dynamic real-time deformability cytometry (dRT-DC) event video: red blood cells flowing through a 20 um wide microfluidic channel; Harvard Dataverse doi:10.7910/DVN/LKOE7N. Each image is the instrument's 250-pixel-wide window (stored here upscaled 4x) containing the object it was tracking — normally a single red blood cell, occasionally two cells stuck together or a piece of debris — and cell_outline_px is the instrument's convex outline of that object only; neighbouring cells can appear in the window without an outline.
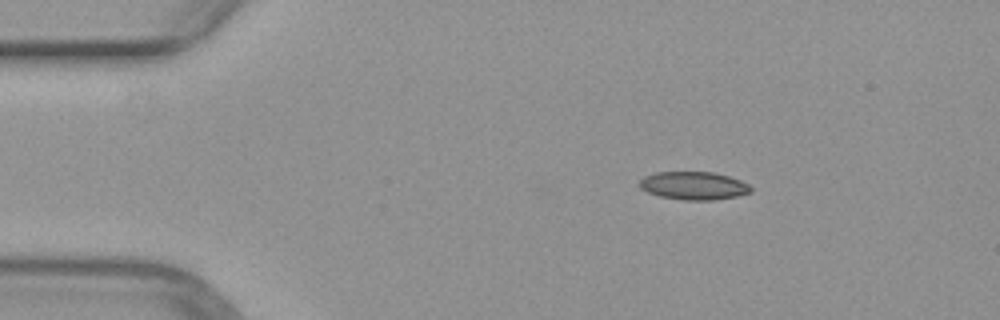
{"species": "common noctule bat (a hibernating species)", "species_latin": "Nyctalus noctula", "temperature_condition": "warm", "stored_images_in_passage": 43, "camera_frame_rate_fps": 3000, "um_per_image_px": 0.085, "animal": {"sex": "female", "body_mass_g": 29.2, "forearm_length_mm": 56.3}, "frame": {"image": 1, "passage_image": 1, "time_ms": 0.0, "image_size_px": [1000, 320], "cell_outline_px": [[752, 192], [736, 196], [712, 200], [684, 200], [660, 196], [648, 192], [640, 188], [640, 180], [644, 176], [656, 172], [716, 172], [740, 180], [748, 184], [752, 188]], "centroid_in_image_um": [58.97, 15.78], "position_along_channel_um": 26.0, "area_um2": 18.15}}
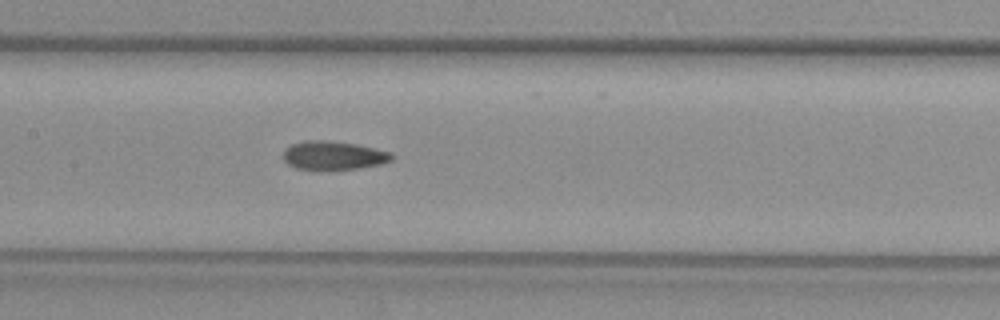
{"frame": {"image": 2, "passage_image": 17, "time_ms": 5.333, "image_size_px": [1000, 320], "cell_outline_px": [[392, 160], [380, 164], [356, 168], [328, 172], [324, 172], [296, 168], [288, 164], [284, 160], [284, 148], [292, 144], [304, 140], [324, 140], [356, 144], [388, 152], [392, 156]], "centroid_in_image_um": [28.26, 13.24], "position_along_channel_um": 179.1, "area_um2": 18.38}}
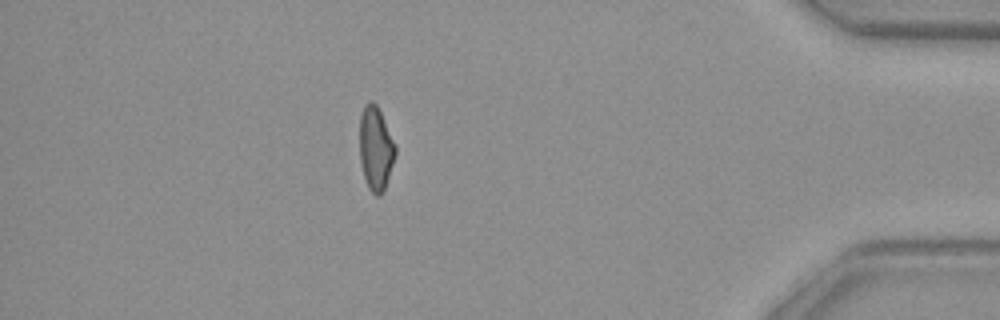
{"frame": {"image": 3, "passage_image": 37, "time_ms": 12.0, "image_size_px": [1000, 320], "cell_outline_px": [[396, 152], [384, 192], [380, 196], [376, 196], [368, 188], [364, 180], [360, 160], [360, 116], [364, 104], [368, 100], [372, 100], [376, 104], [396, 144]], "centroid_in_image_um": [31.93, 12.63], "position_along_channel_um": 403.3, "area_um2": 17.63}}